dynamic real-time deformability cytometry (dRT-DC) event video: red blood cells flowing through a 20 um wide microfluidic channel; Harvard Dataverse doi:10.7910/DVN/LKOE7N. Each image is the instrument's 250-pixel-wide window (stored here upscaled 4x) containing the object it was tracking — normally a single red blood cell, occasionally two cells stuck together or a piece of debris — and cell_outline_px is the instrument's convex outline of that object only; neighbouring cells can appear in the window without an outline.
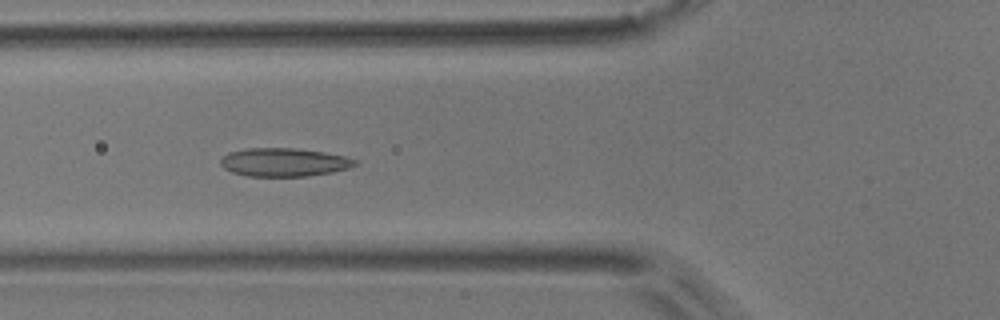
{"species": "common noctule bat (a hibernating species)", "species_latin": "Nyctalus noctula", "temperature_condition": "room temperature", "stored_images_in_passage": 53, "camera_frame_rate_fps": 3000, "um_per_image_px": 0.085, "animal": {"sex": "male", "body_mass_g": 17.9}, "frame": {"image": 1, "passage_image": 18, "time_ms": 5.667, "image_size_px": [1000, 320], "cell_outline_px": [[360, 160], [356, 164], [348, 168], [332, 172], [308, 176], [248, 176], [232, 172], [224, 168], [220, 164], [220, 160], [228, 152], [244, 148], [296, 148], [324, 152], [348, 156]], "centroid_in_image_um": [24.16, 13.78], "position_along_channel_um": 101.6, "area_um2": 22.43}}
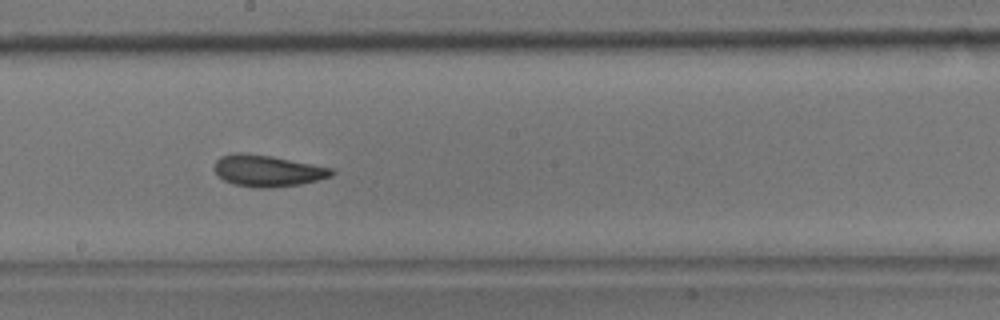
{"frame": {"image": 2, "passage_image": 28, "time_ms": 9.0, "image_size_px": [1000, 320], "cell_outline_px": [[336, 172], [332, 176], [300, 184], [268, 188], [256, 188], [232, 184], [224, 180], [212, 168], [216, 160], [220, 156], [232, 152], [240, 152], [272, 156], [332, 168]], "centroid_in_image_um": [22.7, 14.51], "position_along_channel_um": 225.5, "area_um2": 21.62}}
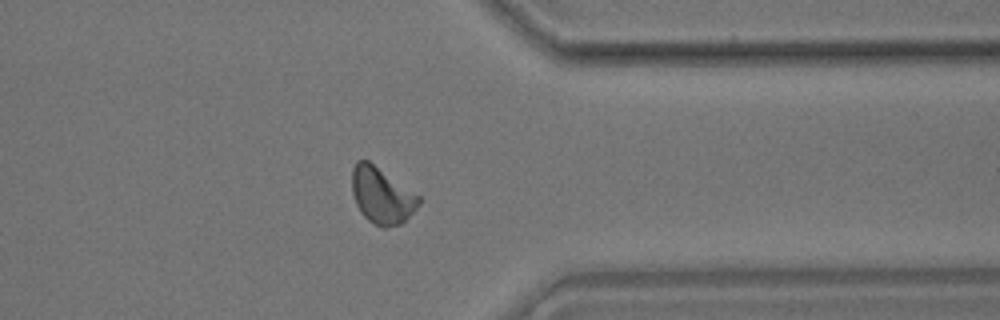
{"frame": {"image": 3, "passage_image": 41, "time_ms": 13.333, "image_size_px": [1000, 320], "cell_outline_px": [[420, 204], [400, 224], [384, 228], [368, 220], [364, 216], [356, 204], [352, 192], [352, 168], [356, 160], [368, 160], [420, 196]], "centroid_in_image_um": [32.43, 16.6], "position_along_channel_um": 379.0, "area_um2": 21.62}, "authors_computed_cell_mechanics": {"area_um2": 21.4438, "velocity_mm_per_s": 3.7055, "shape_relaxation_time_tau1_ms": 7.3488, "shape_relaxation_time_tau2_ms": 2.5973, "deformation_change_tau1": 0.1333, "deformation_change_tau2": 0.0829}}